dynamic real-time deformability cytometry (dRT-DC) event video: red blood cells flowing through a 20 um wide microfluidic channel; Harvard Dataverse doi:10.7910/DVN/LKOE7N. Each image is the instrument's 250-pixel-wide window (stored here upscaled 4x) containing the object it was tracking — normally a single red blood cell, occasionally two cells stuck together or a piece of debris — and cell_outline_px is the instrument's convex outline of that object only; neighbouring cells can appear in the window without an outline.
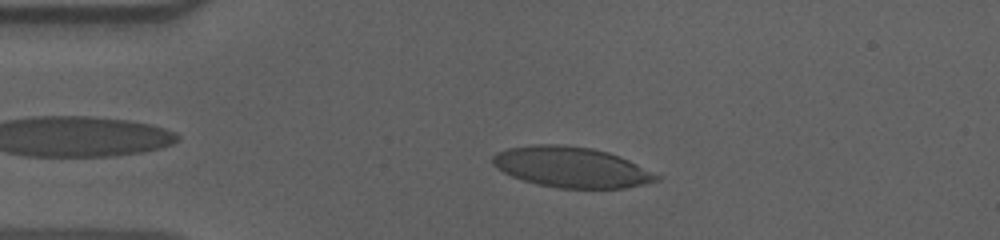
{"species": "human", "species_latin": "Homo sapiens", "temperature_condition": "cold", "stored_images_in_passage": 44, "camera_frame_rate_fps": 3000, "um_per_image_px": 0.085, "donor": {"sex": "male"}, "frame": {"image": 1, "passage_image": 8, "time_ms": 2.333, "image_size_px": [1000, 240], "cell_outline_px": [[664, 176], [660, 180], [644, 184], [624, 188], [556, 188], [536, 184], [512, 176], [496, 168], [492, 164], [492, 156], [496, 152], [508, 148], [532, 144], [560, 144], [592, 148], [608, 152], [620, 156]], "centroid_in_image_um": [48.59, 14.21], "position_along_channel_um": 36.4, "area_um2": 39.07}}
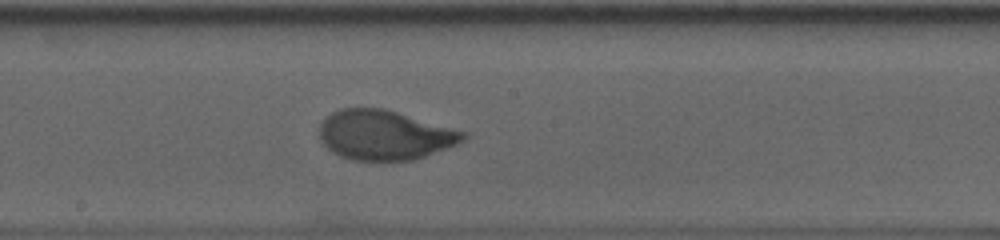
{"frame": {"image": 2, "passage_image": 26, "time_ms": 8.333, "image_size_px": [1000, 240], "cell_outline_px": [[468, 136], [464, 140], [448, 148], [412, 160], [352, 160], [340, 156], [332, 152], [320, 140], [320, 124], [332, 112], [340, 108], [384, 108], [468, 132]], "centroid_in_image_um": [32.71, 11.47], "position_along_channel_um": 215.5, "area_um2": 41.56}}
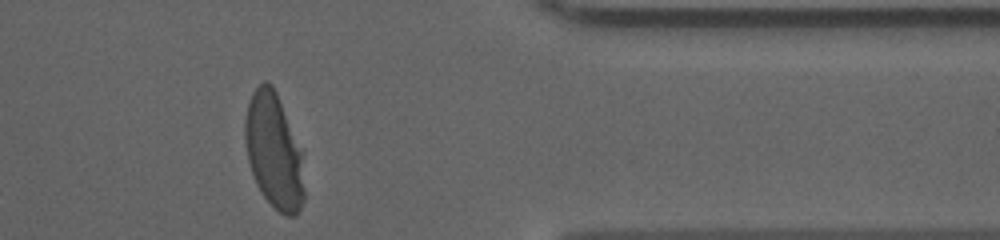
{"frame": {"image": 3, "passage_image": 42, "time_ms": 13.667, "image_size_px": [1000, 240], "cell_outline_px": [[304, 200], [300, 208], [292, 216], [284, 216], [264, 196], [256, 184], [248, 160], [244, 140], [244, 120], [248, 104], [252, 92], [264, 80], [272, 84], [276, 92], [300, 152], [304, 192]], "centroid_in_image_um": [23.23, 12.84], "position_along_channel_um": 388.2, "area_um2": 38.73}, "authors_computed_cell_mechanics": {"area_um2": 41.7605, "velocity_mm_per_s": 3.5957, "shape_relaxation_time_tau1_ms": 4.3689, "shape_relaxation_time_tau2_ms": null, "deformation_change_tau1": 0.2217, "deformation_change_tau2": null}}